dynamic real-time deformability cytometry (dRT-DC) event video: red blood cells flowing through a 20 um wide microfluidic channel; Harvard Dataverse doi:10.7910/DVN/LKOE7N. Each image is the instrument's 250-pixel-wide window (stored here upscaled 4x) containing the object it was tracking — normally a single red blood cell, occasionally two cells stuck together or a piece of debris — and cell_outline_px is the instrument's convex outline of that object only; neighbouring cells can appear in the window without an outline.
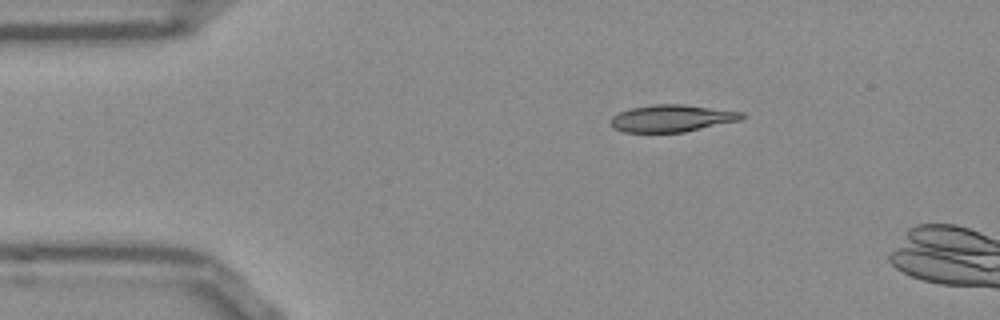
{"species": "Egyptian fruit bat (a non-hibernating species)", "species_latin": "Rousettus aegyptiacus", "temperature_condition": "room temperature", "stored_images_in_passage": 6, "camera_frame_rate_fps": 3000, "um_per_image_px": 0.085, "frame": {"image": 1, "passage_image": 1, "time_ms": 0.0, "image_size_px": [1000, 320], "cell_outline_px": [[744, 116], [740, 120], [684, 132], [624, 132], [612, 128], [612, 116], [620, 112], [632, 108], [652, 104], [684, 104], [744, 112]], "centroid_in_image_um": [57.11, 10.05], "position_along_channel_um": 27.9, "area_um2": 20.58}}